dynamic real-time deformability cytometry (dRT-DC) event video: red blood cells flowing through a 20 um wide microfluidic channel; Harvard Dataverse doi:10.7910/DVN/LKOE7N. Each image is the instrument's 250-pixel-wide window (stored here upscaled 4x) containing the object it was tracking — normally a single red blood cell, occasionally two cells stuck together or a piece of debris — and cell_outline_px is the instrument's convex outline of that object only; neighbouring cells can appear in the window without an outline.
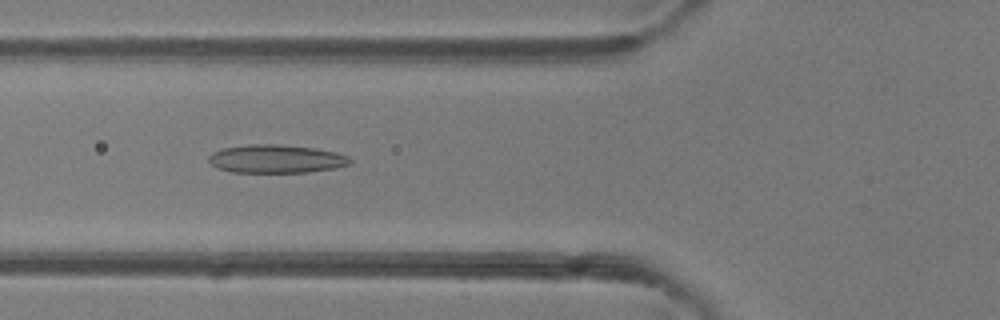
{"species": "common noctule bat (a hibernating species)", "species_latin": "Nyctalus noctula", "temperature_condition": "room temperature", "stored_images_in_passage": 36, "camera_frame_rate_fps": 3000, "um_per_image_px": 0.085, "animal": {"sex": "female"}, "frame": {"image": 1, "passage_image": 6, "time_ms": 1.667, "image_size_px": [1000, 320], "cell_outline_px": [[352, 164], [336, 168], [308, 172], [232, 172], [216, 168], [208, 160], [208, 156], [212, 152], [224, 148], [248, 144], [280, 144], [316, 148], [336, 152], [348, 156], [352, 160]], "centroid_in_image_um": [23.49, 13.5], "position_along_channel_um": 102.3, "area_um2": 23.52}}
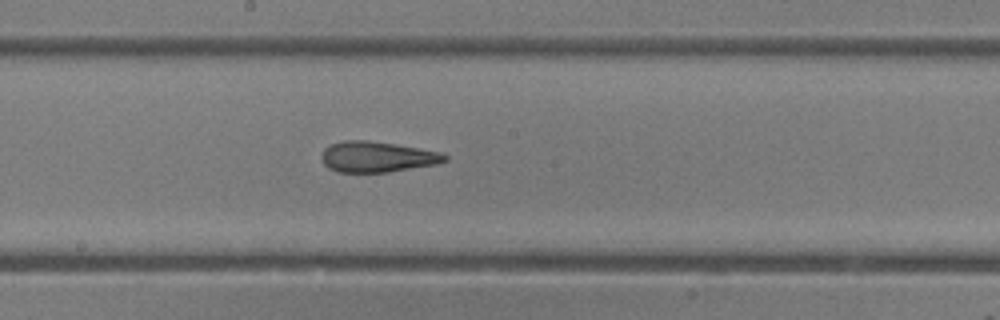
{"frame": {"image": 2, "passage_image": 14, "time_ms": 4.333, "image_size_px": [1000, 320], "cell_outline_px": [[448, 160], [436, 164], [388, 172], [336, 172], [328, 168], [324, 164], [320, 156], [324, 148], [332, 144], [344, 140], [368, 140], [396, 144], [440, 152], [448, 156]], "centroid_in_image_um": [32.03, 13.33], "position_along_channel_um": 216.2, "area_um2": 22.08}}
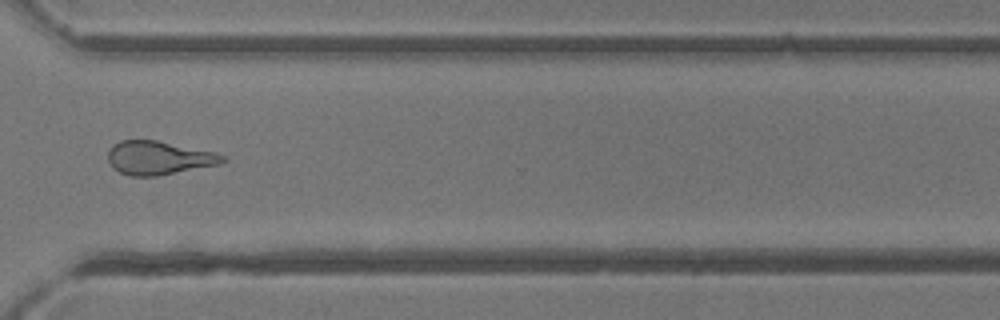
{"frame": {"image": 3, "passage_image": 24, "time_ms": 7.667, "image_size_px": [1000, 320], "cell_outline_px": [[228, 160], [220, 164], [156, 176], [132, 176], [120, 172], [112, 168], [108, 160], [108, 152], [120, 140], [156, 140], [216, 152], [224, 156]], "centroid_in_image_um": [13.52, 13.42], "position_along_channel_um": 357.1, "area_um2": 22.31}, "authors_computed_cell_mechanics": {"area_um2": 23.0044, "velocity_mm_per_s": 4.2457, "shape_relaxation_time_tau1_ms": 8.7494, "shape_relaxation_time_tau2_ms": 2.5579, "deformation_change_tau1": 0.2272, "deformation_change_tau2": 0.1314}}